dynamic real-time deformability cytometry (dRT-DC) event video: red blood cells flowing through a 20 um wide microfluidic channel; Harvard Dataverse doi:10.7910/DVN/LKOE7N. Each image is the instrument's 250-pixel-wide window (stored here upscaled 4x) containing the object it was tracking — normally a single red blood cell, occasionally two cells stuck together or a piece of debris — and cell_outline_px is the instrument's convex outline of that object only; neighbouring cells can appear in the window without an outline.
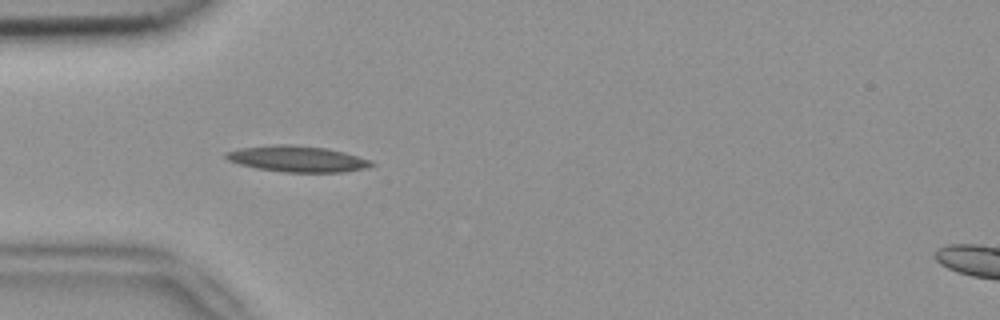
{"species": "common noctule bat (a hibernating species)", "species_latin": "Nyctalus noctula", "temperature_condition": "room temperature", "stored_images_in_passage": 5, "camera_frame_rate_fps": 3000, "um_per_image_px": 0.085, "animal": {"sex": "female", "body_mass_g": 18.4}, "frame": {"image": 1, "passage_image": 4, "time_ms": 1.0, "image_size_px": [1000, 320], "cell_outline_px": [[376, 164], [364, 168], [344, 172], [284, 172], [256, 168], [240, 164], [228, 160], [224, 156], [224, 152], [240, 148], [272, 144], [292, 144], [324, 148], [344, 152], [372, 160]], "centroid_in_image_um": [25.25, 13.5], "position_along_channel_um": 59.7, "area_um2": 22.14}}